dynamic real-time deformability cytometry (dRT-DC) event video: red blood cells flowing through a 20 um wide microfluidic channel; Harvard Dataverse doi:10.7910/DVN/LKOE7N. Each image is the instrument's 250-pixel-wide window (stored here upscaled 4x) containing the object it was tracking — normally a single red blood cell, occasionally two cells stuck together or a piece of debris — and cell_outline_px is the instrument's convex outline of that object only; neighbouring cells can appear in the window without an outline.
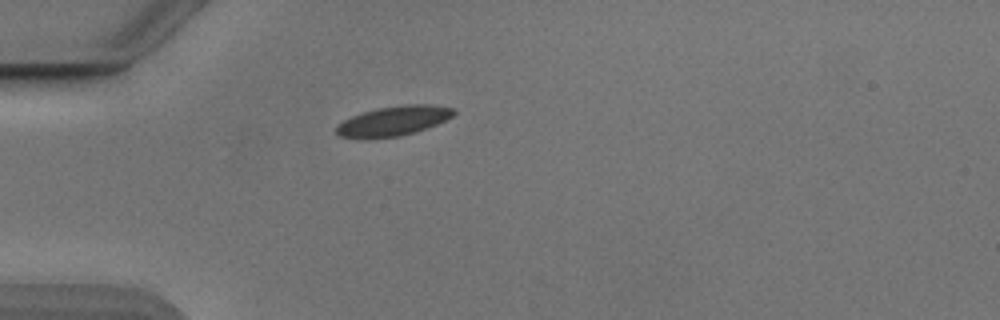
{"species": "Egyptian fruit bat (a non-hibernating species)", "species_latin": "Rousettus aegyptiacus", "temperature_condition": "cold", "stored_images_in_passage": 33, "camera_frame_rate_fps": 3000, "um_per_image_px": 0.085, "animal": {"sex": "male"}, "frame": {"image": 1, "passage_image": 1, "time_ms": 0.0, "image_size_px": [1000, 320], "cell_outline_px": [[456, 112], [452, 116], [436, 124], [400, 136], [340, 136], [336, 132], [336, 128], [344, 120], [352, 116], [376, 108], [404, 104], [432, 104], [456, 108]], "centroid_in_image_um": [33.53, 10.22], "position_along_channel_um": 51.5, "area_um2": 19.54}}
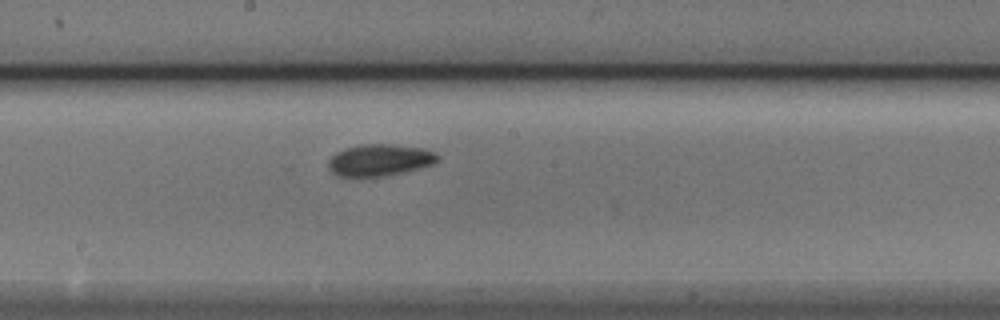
{"frame": {"image": 2, "passage_image": 15, "time_ms": 4.667, "image_size_px": [1000, 320], "cell_outline_px": [[440, 160], [432, 164], [384, 176], [336, 176], [328, 168], [328, 160], [336, 152], [344, 148], [360, 144], [396, 144], [424, 148], [436, 152], [440, 156]], "centroid_in_image_um": [32.27, 13.58], "position_along_channel_um": 215.9, "area_um2": 20.29}}
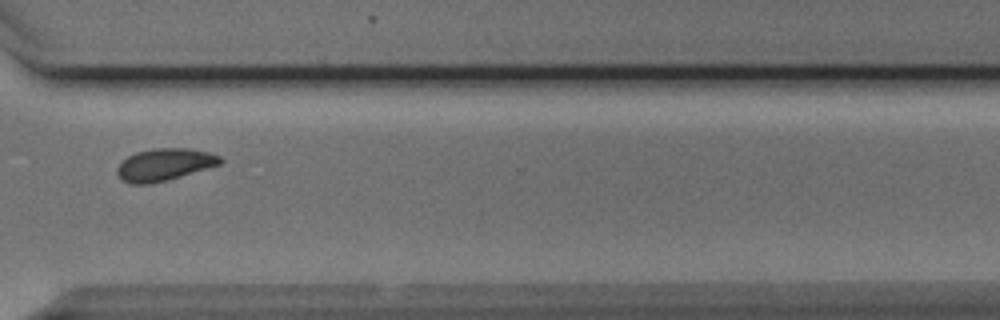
{"frame": {"image": 3, "passage_image": 26, "time_ms": 8.333, "image_size_px": [1000, 320], "cell_outline_px": [[224, 160], [220, 164], [168, 180], [148, 184], [128, 184], [120, 180], [116, 172], [116, 168], [128, 156], [136, 152], [156, 148], [188, 148], [208, 152], [220, 156]], "centroid_in_image_um": [13.95, 14.0], "position_along_channel_um": 356.7, "area_um2": 19.36}, "authors_computed_cell_mechanics": {"area_um2": 19.8254, "velocity_mm_per_s": 3.8251, "shape_relaxation_time_tau1_ms": null, "shape_relaxation_time_tau2_ms": 2.9429, "deformation_change_tau1": null, "deformation_change_tau2": 0.0534}}